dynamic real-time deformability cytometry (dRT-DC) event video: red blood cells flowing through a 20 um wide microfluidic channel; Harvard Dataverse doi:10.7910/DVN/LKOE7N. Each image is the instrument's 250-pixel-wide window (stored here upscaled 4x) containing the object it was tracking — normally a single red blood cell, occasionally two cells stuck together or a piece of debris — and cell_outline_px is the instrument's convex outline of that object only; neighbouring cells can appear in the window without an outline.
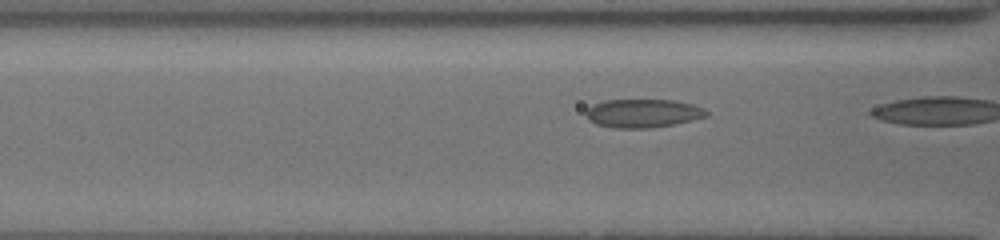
{"species": "common noctule bat (a hibernating species)", "species_latin": "Nyctalus noctula", "temperature_condition": "cold", "stored_images_in_passage": 10, "camera_frame_rate_fps": 3000, "um_per_image_px": 0.085, "animal": {"sex": "female", "body_mass_g": 19.5, "forearm_length_mm": 54.1}, "frame": {"image": 1, "passage_image": 6, "time_ms": 1.667, "image_size_px": [1000, 240], "cell_outline_px": [[708, 116], [672, 124], [648, 128], [612, 128], [596, 124], [584, 112], [592, 104], [604, 100], [672, 100], [692, 104], [704, 108], [708, 112]], "centroid_in_image_um": [54.63, 9.62], "position_along_channel_um": 112.0, "area_um2": 19.83}}
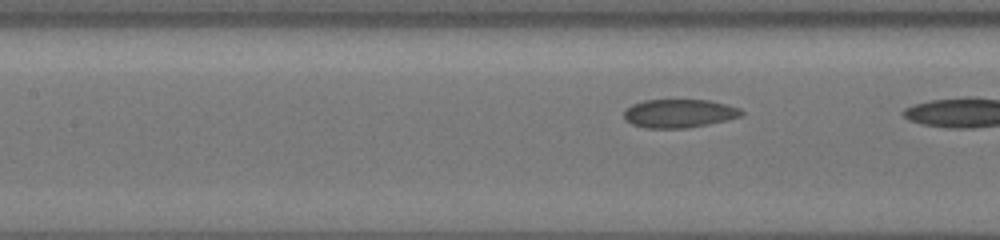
{"frame": {"image": 2, "passage_image": 9, "time_ms": 2.667, "image_size_px": [1000, 240], "cell_outline_px": [[744, 112], [740, 116], [708, 124], [684, 128], [644, 128], [632, 124], [624, 116], [624, 112], [632, 104], [644, 100], [708, 100], [740, 108]], "centroid_in_image_um": [57.71, 9.64], "position_along_channel_um": 149.7, "area_um2": 19.19}}